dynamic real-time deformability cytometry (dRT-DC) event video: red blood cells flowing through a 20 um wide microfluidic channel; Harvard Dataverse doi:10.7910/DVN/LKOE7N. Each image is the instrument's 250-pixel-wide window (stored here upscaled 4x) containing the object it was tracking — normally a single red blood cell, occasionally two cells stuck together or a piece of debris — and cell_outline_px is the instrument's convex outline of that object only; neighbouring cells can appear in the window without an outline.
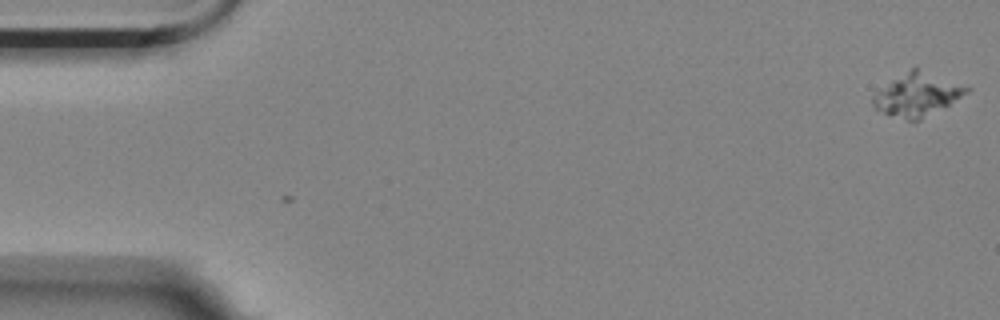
{"species": "Egyptian fruit bat (a non-hibernating species)", "species_latin": "Rousettus aegyptiacus", "temperature_condition": "room temperature", "stored_images_in_passage": 3, "camera_frame_rate_fps": 3000, "um_per_image_px": 0.085, "animal": {"sex": "female"}, "frame": {"image": 1, "passage_image": 1, "time_ms": 0.0, "image_size_px": [1000, 320], "cell_outline_px": [[972, 88], [968, 92], [948, 104], [920, 120], [908, 120], [884, 112], [876, 108], [872, 104], [872, 96], [876, 92], [916, 64]], "centroid_in_image_um": [78.01, 7.98], "position_along_channel_um": 7.0, "area_um2": 23.35}}